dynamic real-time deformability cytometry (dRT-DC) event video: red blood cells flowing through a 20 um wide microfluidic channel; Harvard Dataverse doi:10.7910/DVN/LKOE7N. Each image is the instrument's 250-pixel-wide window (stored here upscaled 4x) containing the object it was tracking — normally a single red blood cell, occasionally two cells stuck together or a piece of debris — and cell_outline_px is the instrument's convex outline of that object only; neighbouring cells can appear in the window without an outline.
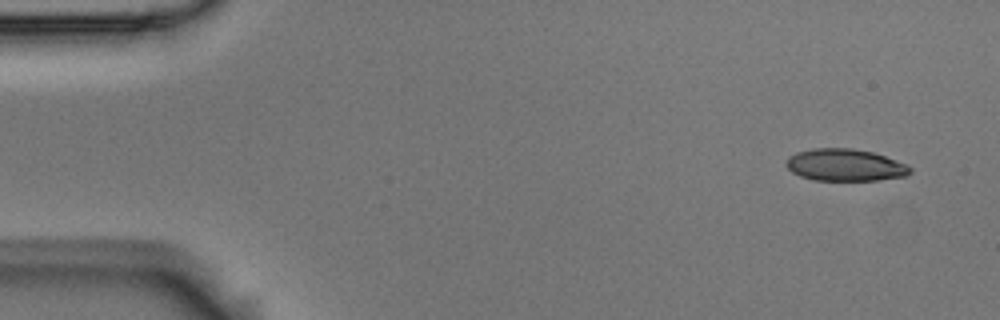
{"species": "Egyptian fruit bat (a non-hibernating species)", "species_latin": "Rousettus aegyptiacus", "temperature_condition": "room temperature", "stored_images_in_passage": 5, "camera_frame_rate_fps": 3000, "um_per_image_px": 0.085, "animal": {"sex": "male"}, "frame": {"image": 1, "passage_image": 1, "time_ms": 0.0, "image_size_px": [1000, 320], "cell_outline_px": [[912, 172], [904, 176], [880, 180], [812, 180], [800, 176], [792, 172], [788, 168], [788, 156], [796, 152], [812, 148], [852, 148], [872, 152], [908, 164], [912, 168]], "centroid_in_image_um": [71.85, 14.02], "position_along_channel_um": 13.2, "area_um2": 23.18}}
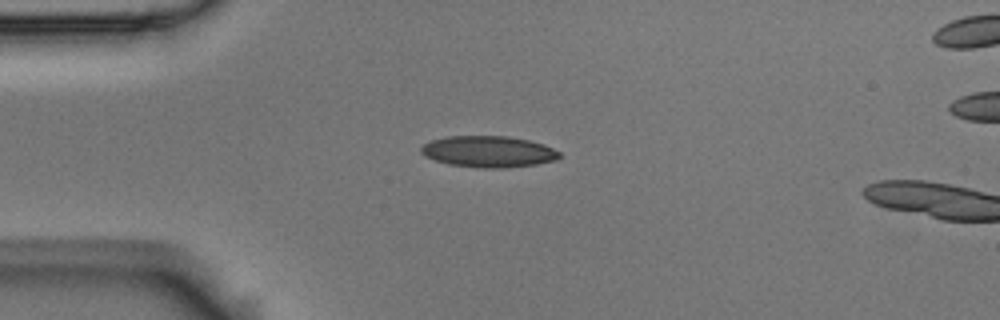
{"frame": {"image": 2, "passage_image": 4, "time_ms": 1.0, "image_size_px": [1000, 320], "cell_outline_px": [[560, 156], [556, 160], [536, 164], [500, 168], [484, 168], [448, 164], [424, 156], [420, 152], [420, 148], [424, 144], [432, 140], [448, 136], [508, 136], [528, 140], [544, 144], [560, 152]], "centroid_in_image_um": [41.51, 12.88], "position_along_channel_um": 43.5, "area_um2": 25.14}}